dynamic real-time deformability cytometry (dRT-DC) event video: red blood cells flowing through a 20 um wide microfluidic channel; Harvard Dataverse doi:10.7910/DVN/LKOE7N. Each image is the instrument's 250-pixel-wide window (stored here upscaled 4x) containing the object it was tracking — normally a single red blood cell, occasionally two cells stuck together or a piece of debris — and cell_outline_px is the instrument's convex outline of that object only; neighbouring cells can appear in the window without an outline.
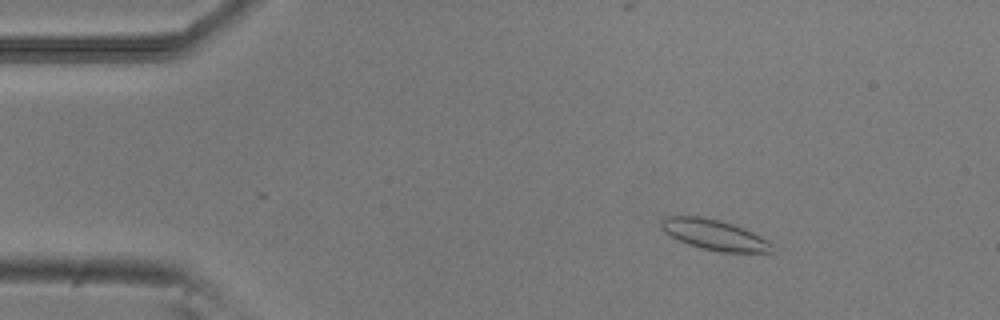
{"species": "common noctule bat (a hibernating species)", "species_latin": "Nyctalus noctula", "temperature_condition": "room temperature", "stored_images_in_passage": 28, "camera_frame_rate_fps": 3000, "um_per_image_px": 0.085, "animal": {"sex": "male", "body_mass_g": 20.5, "forearm_length_mm": 52.5}, "frame": {"image": 1, "passage_image": 7, "time_ms": 2.0, "image_size_px": [1000, 320], "cell_outline_px": [[772, 252], [720, 252], [700, 248], [688, 244], [664, 232], [660, 224], [668, 216], [700, 216], [732, 224], [752, 232], [760, 236], [772, 244]], "centroid_in_image_um": [60.71, 19.97], "position_along_channel_um": 24.3, "area_um2": 19.19}}
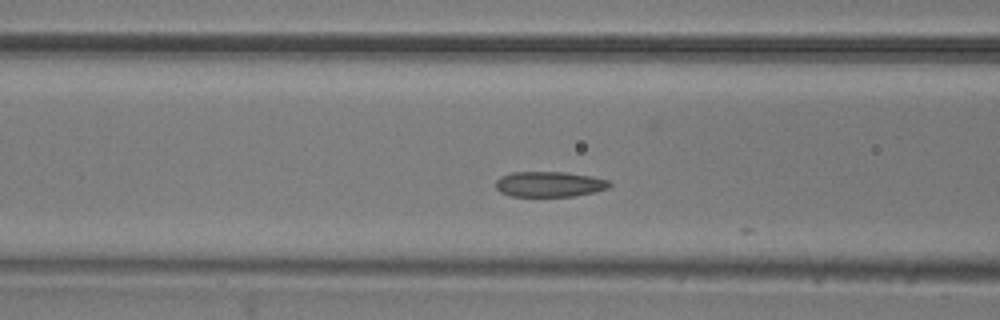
{"frame": {"image": 2, "passage_image": 20, "time_ms": 6.333, "image_size_px": [1000, 320], "cell_outline_px": [[612, 184], [608, 188], [592, 192], [572, 196], [512, 196], [500, 192], [496, 188], [496, 180], [500, 176], [512, 172], [564, 172], [592, 176], [608, 180]], "centroid_in_image_um": [46.68, 15.65], "position_along_channel_um": 119.9, "area_um2": 16.76}}
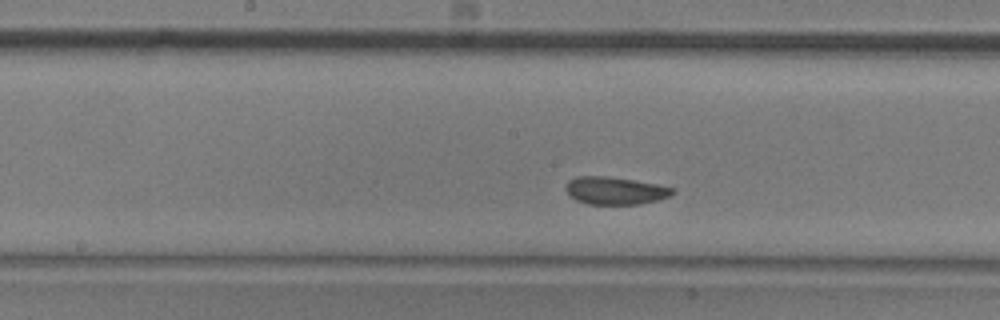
{"frame": {"image": 3, "passage_image": 26, "time_ms": 8.333, "image_size_px": [1000, 320], "cell_outline_px": [[676, 192], [668, 196], [656, 200], [640, 204], [588, 204], [576, 200], [564, 188], [568, 180], [576, 176], [604, 176], [632, 180], [656, 184], [676, 188]], "centroid_in_image_um": [52.28, 16.2], "position_along_channel_um": 195.9, "area_um2": 17.05}}